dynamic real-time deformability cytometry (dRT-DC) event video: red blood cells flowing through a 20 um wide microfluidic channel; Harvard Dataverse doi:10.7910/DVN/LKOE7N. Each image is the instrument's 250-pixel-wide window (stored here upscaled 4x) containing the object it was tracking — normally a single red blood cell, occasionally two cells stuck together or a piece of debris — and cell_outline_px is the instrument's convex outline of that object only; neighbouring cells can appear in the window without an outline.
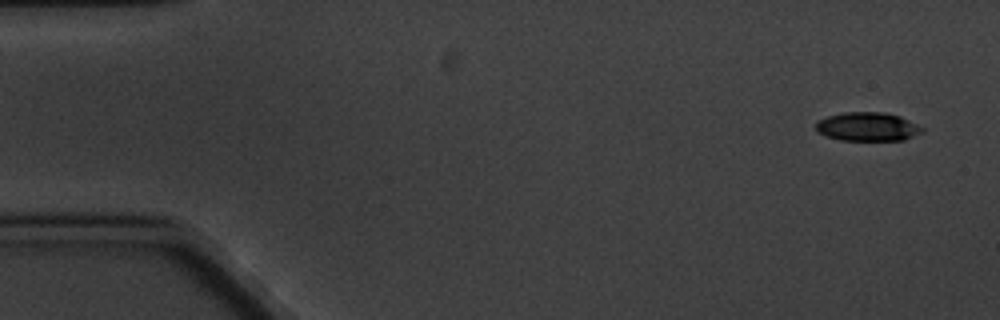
{"species": "common noctule bat (a hibernating species)", "species_latin": "Nyctalus noctula", "temperature_condition": "cold", "stored_images_in_passage": 5, "camera_frame_rate_fps": 3000, "um_per_image_px": 0.085, "animal": {"sex": "male", "body_mass_g": 20.1, "forearm_length_mm": 53.5}, "frame": {"image": 1, "passage_image": 1, "time_ms": 0.0, "image_size_px": [1000, 320], "cell_outline_px": [[924, 132], [904, 140], [840, 140], [824, 136], [816, 132], [816, 120], [828, 116], [844, 112], [884, 112], [900, 116], [924, 128]], "centroid_in_image_um": [73.72, 10.77], "position_along_channel_um": 11.3, "area_um2": 17.98}}
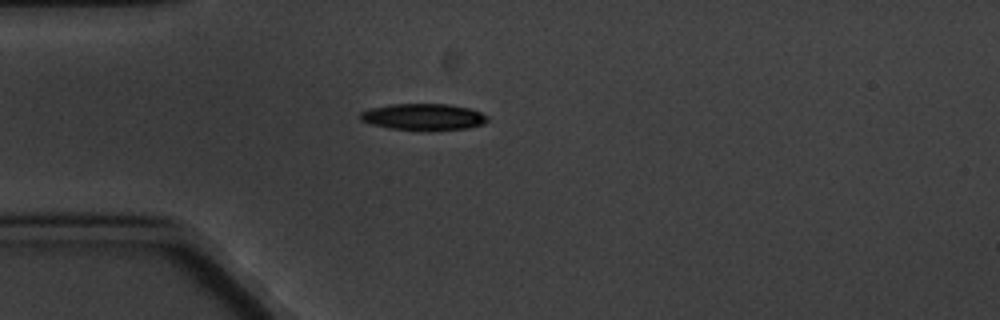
{"frame": {"image": 2, "passage_image": 5, "time_ms": 4.333, "image_size_px": [1000, 320], "cell_outline_px": [[488, 120], [484, 124], [468, 128], [392, 128], [372, 124], [360, 120], [360, 112], [372, 108], [392, 104], [448, 104], [472, 108], [488, 116]], "centroid_in_image_um": [36.03, 9.89], "position_along_channel_um": 49.0, "area_um2": 18.9}}